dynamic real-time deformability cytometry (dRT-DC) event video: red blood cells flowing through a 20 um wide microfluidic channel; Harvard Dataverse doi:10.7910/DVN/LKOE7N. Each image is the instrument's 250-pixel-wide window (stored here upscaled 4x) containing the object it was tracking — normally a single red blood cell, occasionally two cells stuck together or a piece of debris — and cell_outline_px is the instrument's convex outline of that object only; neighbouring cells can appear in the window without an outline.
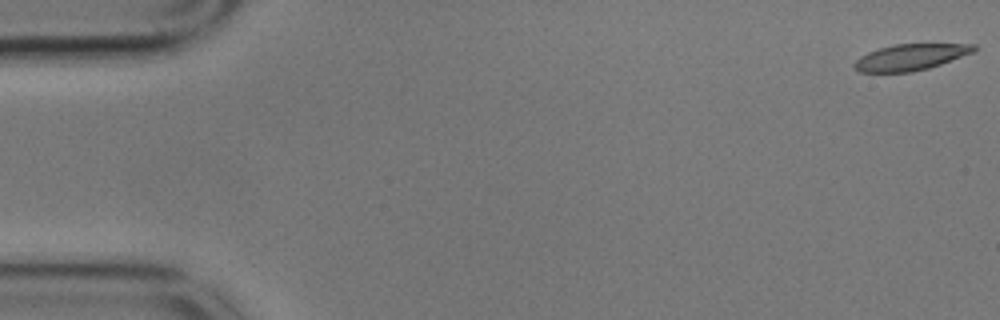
{"species": "common noctule bat (a hibernating species)", "species_latin": "Nyctalus noctula", "temperature_condition": "cold", "stored_images_in_passage": 14, "camera_frame_rate_fps": 3000, "um_per_image_px": 0.085, "animal": {"sex": "male", "body_mass_g": 17.9}, "frame": {"image": 1, "passage_image": 1, "time_ms": 0.0, "image_size_px": [1000, 320], "cell_outline_px": [[976, 52], [928, 68], [912, 72], [860, 72], [852, 64], [860, 56], [868, 52], [880, 48], [896, 44], [976, 44]], "centroid_in_image_um": [77.42, 4.86], "position_along_channel_um": 7.6, "area_um2": 18.21}}